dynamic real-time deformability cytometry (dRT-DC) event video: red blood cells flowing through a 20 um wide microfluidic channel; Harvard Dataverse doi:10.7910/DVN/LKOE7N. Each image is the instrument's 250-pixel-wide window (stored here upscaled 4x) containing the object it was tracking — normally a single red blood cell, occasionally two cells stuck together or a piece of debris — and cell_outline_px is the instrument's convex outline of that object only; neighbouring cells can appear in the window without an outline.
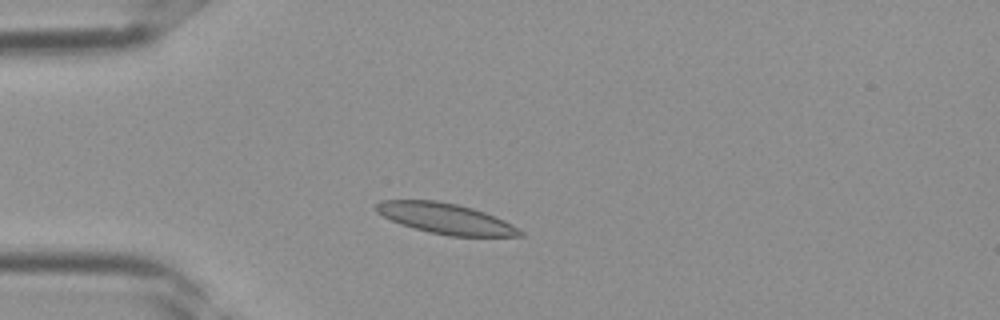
{"species": "Egyptian fruit bat (a non-hibernating species)", "species_latin": "Rousettus aegyptiacus", "temperature_condition": "room temperature", "stored_images_in_passage": 30, "camera_frame_rate_fps": 3000, "um_per_image_px": 0.085, "frame": {"image": 1, "passage_image": 5, "time_ms": 1.333, "image_size_px": [1000, 320], "cell_outline_px": [[524, 236], [448, 236], [428, 232], [400, 224], [376, 212], [376, 204], [380, 200], [436, 200], [456, 204], [472, 208], [484, 212], [504, 220], [512, 224], [524, 232]], "centroid_in_image_um": [37.88, 18.58], "position_along_channel_um": 47.1, "area_um2": 25.55}}
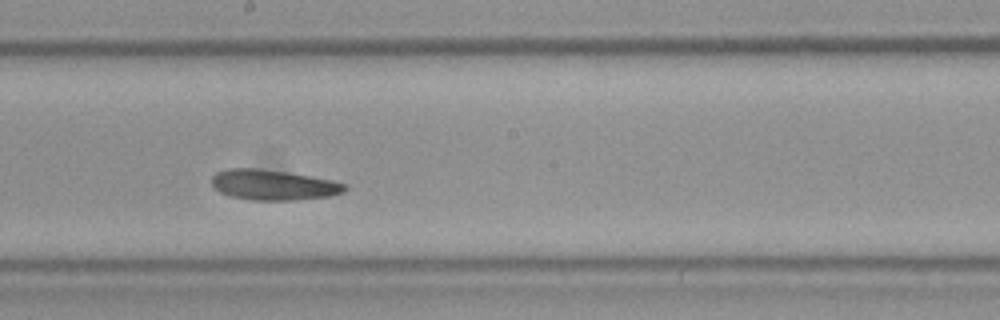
{"frame": {"image": 2, "passage_image": 16, "time_ms": 5.0, "image_size_px": [1000, 320], "cell_outline_px": [[348, 188], [344, 192], [328, 196], [296, 200], [248, 200], [232, 196], [220, 192], [212, 184], [212, 176], [216, 172], [228, 168], [260, 168], [332, 180], [348, 184]], "centroid_in_image_um": [23.23, 15.72], "position_along_channel_um": 225.0, "area_um2": 23.47}}
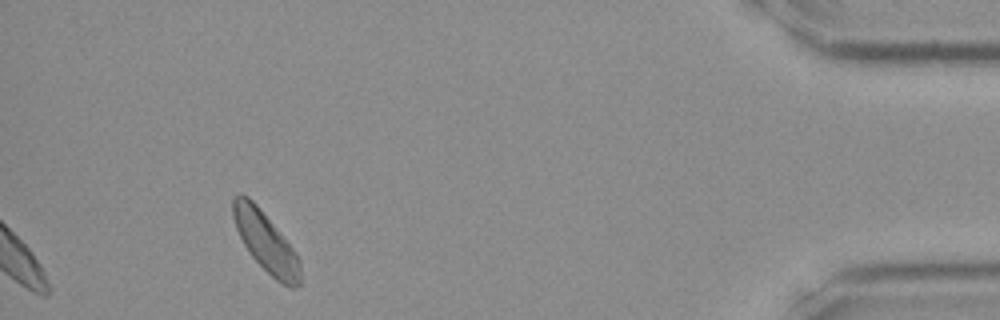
{"frame": {"image": 3, "passage_image": 30, "time_ms": 9.667, "image_size_px": [1000, 320], "cell_outline_px": [[300, 284], [296, 288], [288, 288], [276, 280], [248, 252], [236, 228], [232, 216], [232, 200], [240, 192], [248, 196], [256, 204], [296, 252], [300, 260]], "centroid_in_image_um": [22.59, 20.57], "position_along_channel_um": 412.6, "area_um2": 23.18}}